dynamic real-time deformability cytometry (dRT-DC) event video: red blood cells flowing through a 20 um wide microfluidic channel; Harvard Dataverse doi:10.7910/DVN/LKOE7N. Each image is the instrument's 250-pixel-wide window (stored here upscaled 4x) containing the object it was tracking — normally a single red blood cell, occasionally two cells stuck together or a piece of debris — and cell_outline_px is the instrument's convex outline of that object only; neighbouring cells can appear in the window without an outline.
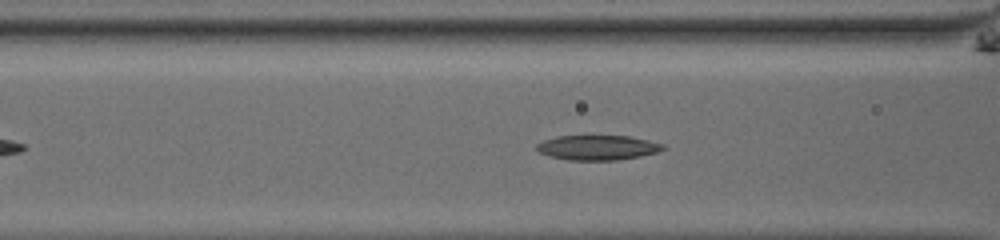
{"species": "common noctule bat (a hibernating species)", "species_latin": "Nyctalus noctula", "temperature_condition": "room temperature", "stored_images_in_passage": 14, "camera_frame_rate_fps": 3000, "um_per_image_px": 0.085, "animal": {"sex": "male", "body_mass_g": 13.0, "forearm_length_mm": 53.1}, "frame": {"image": 1, "passage_image": 5, "time_ms": 1.333, "image_size_px": [1000, 240], "cell_outline_px": [[668, 148], [656, 152], [640, 156], [616, 160], [568, 160], [548, 156], [540, 152], [536, 148], [536, 144], [544, 140], [556, 136], [628, 136], [648, 140], [664, 144]], "centroid_in_image_um": [50.8, 12.54], "position_along_channel_um": 115.8, "area_um2": 18.26}}
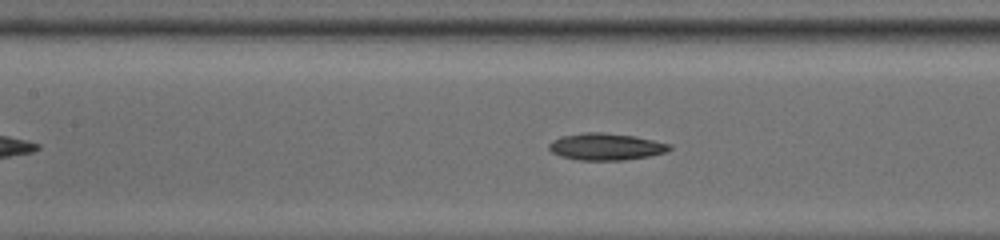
{"frame": {"image": 2, "passage_image": 8, "time_ms": 2.333, "image_size_px": [1000, 240], "cell_outline_px": [[672, 148], [664, 152], [648, 156], [624, 160], [580, 160], [560, 156], [552, 152], [548, 148], [548, 144], [552, 140], [564, 136], [584, 132], [604, 132], [632, 136], [672, 144]], "centroid_in_image_um": [51.48, 12.47], "position_along_channel_um": 155.9, "area_um2": 18.73}}
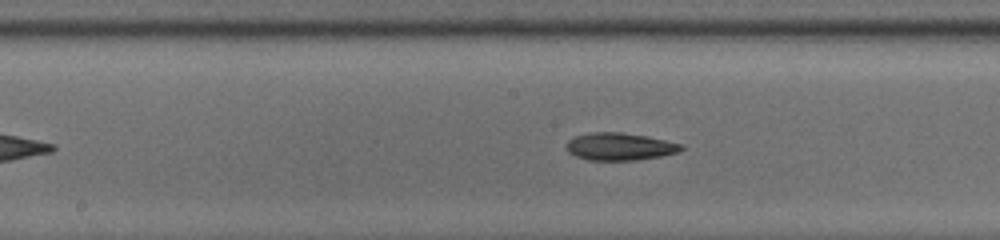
{"frame": {"image": 3, "passage_image": 11, "time_ms": 3.333, "image_size_px": [1000, 240], "cell_outline_px": [[684, 148], [680, 152], [660, 156], [636, 160], [588, 160], [576, 156], [568, 152], [568, 140], [576, 136], [592, 132], [620, 132], [648, 136], [684, 144]], "centroid_in_image_um": [52.73, 12.45], "position_along_channel_um": 195.5, "area_um2": 18.38}}